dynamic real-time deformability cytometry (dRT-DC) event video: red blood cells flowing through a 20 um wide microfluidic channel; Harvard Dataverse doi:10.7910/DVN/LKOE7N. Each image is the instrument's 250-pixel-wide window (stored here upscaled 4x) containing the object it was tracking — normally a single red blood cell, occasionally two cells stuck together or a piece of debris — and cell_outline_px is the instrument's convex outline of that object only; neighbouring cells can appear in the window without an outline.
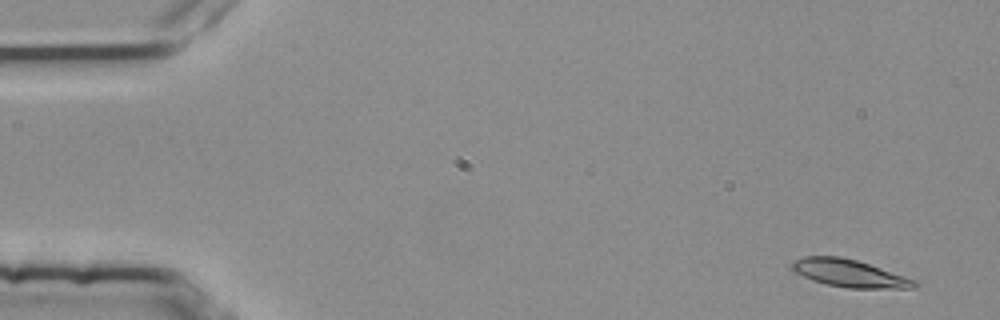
{"species": "common noctule bat (a hibernating species)", "species_latin": "Nyctalus noctula", "temperature_condition": "room temperature", "stored_images_in_passage": 3, "camera_frame_rate_fps": 3000, "um_per_image_px": 0.085, "animal": {"sex": "female", "body_mass_g": 25.1}, "frame": {"image": 1, "passage_image": 1, "time_ms": 0.0, "image_size_px": [1000, 320], "cell_outline_px": [[920, 284], [916, 288], [848, 288], [828, 284], [812, 280], [788, 268], [796, 260], [804, 256], [840, 256], [856, 260], [916, 280]], "centroid_in_image_um": [72.2, 23.23], "position_along_channel_um": 12.8, "area_um2": 19.42}}
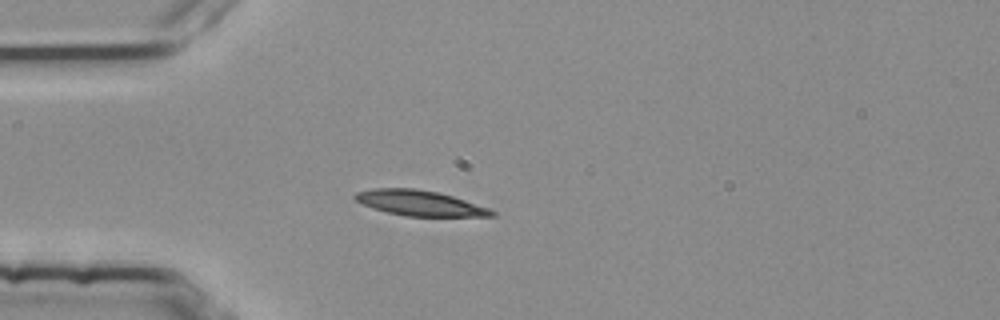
{"frame": {"image": 2, "passage_image": 3, "time_ms": 0.667, "image_size_px": [1000, 320], "cell_outline_px": [[496, 216], [404, 216], [372, 208], [356, 200], [352, 196], [356, 192], [372, 188], [412, 188], [436, 192], [452, 196], [488, 208], [496, 212]], "centroid_in_image_um": [35.64, 17.26], "position_along_channel_um": 49.4, "area_um2": 19.94}}